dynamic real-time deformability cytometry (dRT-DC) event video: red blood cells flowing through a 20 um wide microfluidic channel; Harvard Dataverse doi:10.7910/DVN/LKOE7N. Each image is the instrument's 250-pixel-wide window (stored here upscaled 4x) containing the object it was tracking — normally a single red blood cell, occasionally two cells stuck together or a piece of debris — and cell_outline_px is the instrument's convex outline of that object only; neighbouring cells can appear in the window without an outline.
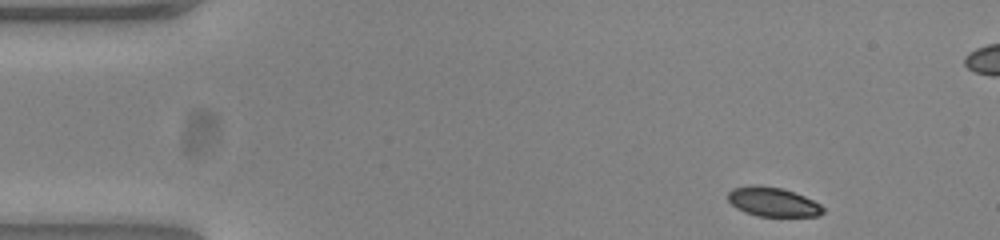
{"species": "common noctule bat (a hibernating species)", "species_latin": "Nyctalus noctula", "temperature_condition": "warm", "stored_images_in_passage": 49, "camera_frame_rate_fps": 3000, "um_per_image_px": 0.085, "animal": {"sex": "female", "body_mass_g": 23.0, "forearm_length_mm": 53.4}, "frame": {"image": 1, "passage_image": 1, "time_ms": 0.0, "image_size_px": [1000, 240], "cell_outline_px": [[824, 212], [816, 216], [760, 216], [744, 212], [736, 208], [728, 200], [728, 192], [732, 188], [748, 184], [756, 184], [784, 188], [804, 196], [820, 204], [824, 208]], "centroid_in_image_um": [65.66, 17.14], "position_along_channel_um": 19.3, "area_um2": 16.36}}
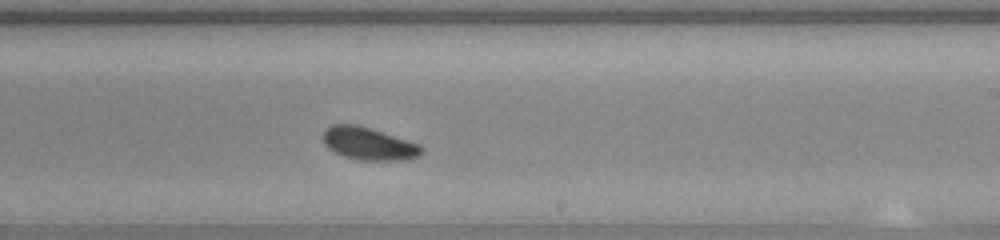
{"frame": {"image": 2, "passage_image": 27, "time_ms": 8.667, "image_size_px": [1000, 240], "cell_outline_px": [[424, 152], [420, 156], [404, 160], [360, 160], [344, 156], [332, 152], [324, 144], [324, 132], [332, 124], [356, 124], [372, 128], [420, 144], [424, 148]], "centroid_in_image_um": [31.37, 12.21], "position_along_channel_um": 257.6, "area_um2": 18.9}}
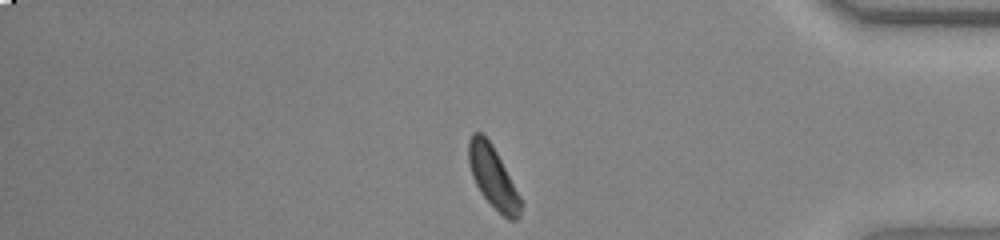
{"frame": {"image": 3, "passage_image": 40, "time_ms": 13.0, "image_size_px": [1000, 240], "cell_outline_px": [[524, 204], [520, 216], [516, 220], [508, 220], [480, 192], [472, 176], [468, 160], [468, 140], [472, 132], [480, 132], [492, 144], [520, 196]], "centroid_in_image_um": [41.91, 15.06], "position_along_channel_um": 393.3, "area_um2": 18.55}}